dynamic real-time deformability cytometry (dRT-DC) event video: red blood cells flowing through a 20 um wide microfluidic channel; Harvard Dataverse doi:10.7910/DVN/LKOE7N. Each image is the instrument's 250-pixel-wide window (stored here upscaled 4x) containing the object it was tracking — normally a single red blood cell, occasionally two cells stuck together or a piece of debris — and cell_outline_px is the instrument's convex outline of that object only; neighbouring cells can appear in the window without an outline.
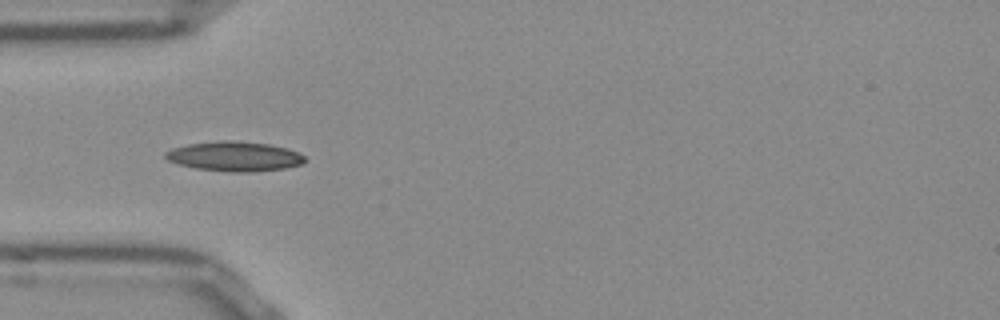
{"species": "Egyptian fruit bat (a non-hibernating species)", "species_latin": "Rousettus aegyptiacus", "temperature_condition": "room temperature", "stored_images_in_passage": 4, "camera_frame_rate_fps": 3000, "um_per_image_px": 0.085, "frame": {"image": 1, "passage_image": 1, "time_ms": 0.0, "image_size_px": [1000, 320], "cell_outline_px": [[304, 164], [284, 168], [252, 172], [228, 172], [196, 168], [180, 164], [168, 160], [164, 156], [164, 152], [172, 148], [188, 144], [228, 140], [268, 144], [284, 148], [296, 152], [304, 156]], "centroid_in_image_um": [19.91, 13.3], "position_along_channel_um": 65.1, "area_um2": 23.81}}